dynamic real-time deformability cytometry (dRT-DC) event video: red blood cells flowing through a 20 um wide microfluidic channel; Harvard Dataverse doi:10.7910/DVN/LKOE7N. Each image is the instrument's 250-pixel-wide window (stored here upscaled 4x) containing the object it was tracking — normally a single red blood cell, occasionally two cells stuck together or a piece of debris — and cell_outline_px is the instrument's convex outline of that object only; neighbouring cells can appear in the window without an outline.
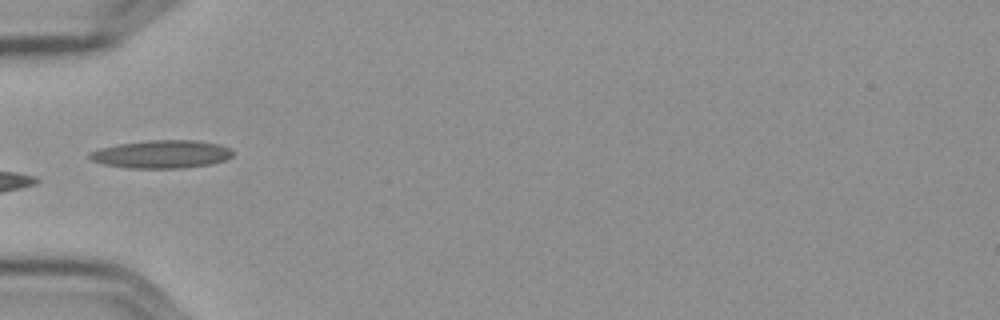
{"species": "Egyptian fruit bat (a non-hibernating species)", "species_latin": "Rousettus aegyptiacus", "temperature_condition": "cold", "stored_images_in_passage": 7, "segment_of_instrument_passage": [1, 2], "camera_frame_rate_fps": 3000, "um_per_image_px": 0.085, "frame": {"image": 1, "passage_image": 1, "time_ms": 0.0, "image_size_px": [1000, 320], "cell_outline_px": [[232, 156], [224, 160], [212, 164], [180, 168], [128, 168], [104, 164], [92, 160], [88, 156], [88, 152], [100, 148], [116, 144], [148, 140], [192, 140], [220, 144], [232, 148]], "centroid_in_image_um": [13.73, 13.1], "position_along_channel_um": 71.3, "area_um2": 23.47}}
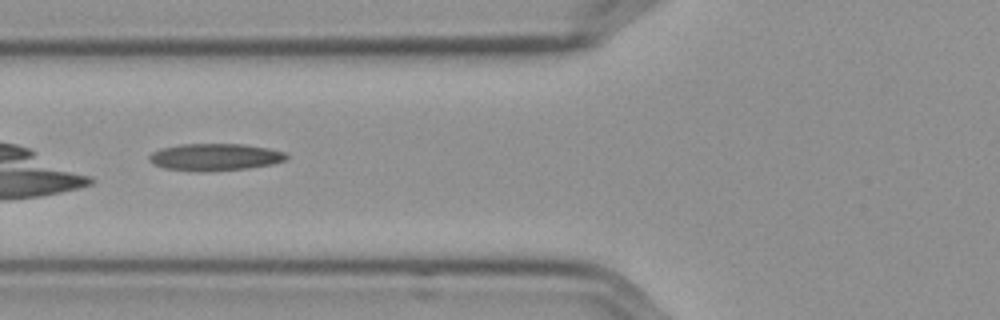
{"frame": {"image": 2, "passage_image": 4, "time_ms": 1.0, "image_size_px": [1000, 320], "cell_outline_px": [[288, 156], [284, 160], [272, 164], [248, 168], [204, 172], [196, 172], [164, 168], [152, 164], [148, 160], [148, 156], [152, 152], [160, 148], [180, 144], [244, 144], [268, 148], [284, 152]], "centroid_in_image_um": [18.21, 13.35], "position_along_channel_um": 107.6, "area_um2": 21.85}}